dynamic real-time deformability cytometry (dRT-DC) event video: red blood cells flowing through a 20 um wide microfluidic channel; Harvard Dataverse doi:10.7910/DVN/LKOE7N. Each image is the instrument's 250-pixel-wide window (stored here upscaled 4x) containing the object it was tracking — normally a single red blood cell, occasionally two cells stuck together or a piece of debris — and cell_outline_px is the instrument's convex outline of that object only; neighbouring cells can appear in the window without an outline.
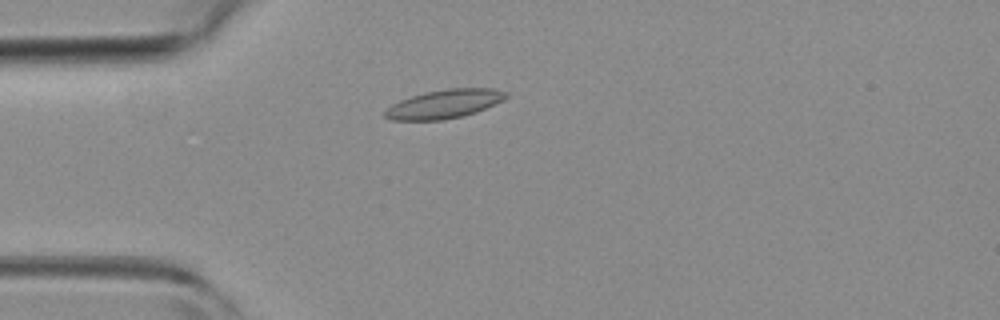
{"species": "common noctule bat (a hibernating species)", "species_latin": "Nyctalus noctula", "temperature_condition": "room temperature", "stored_images_in_passage": 45, "camera_frame_rate_fps": 3000, "um_per_image_px": 0.085, "animal": {"sex": "female", "body_mass_g": 19.3, "forearm_length_mm": 54.1}, "frame": {"image": 1, "passage_image": 11, "time_ms": 3.333, "image_size_px": [1000, 320], "cell_outline_px": [[508, 96], [504, 100], [476, 112], [444, 120], [392, 120], [384, 116], [384, 112], [392, 104], [400, 100], [424, 92], [448, 88], [496, 88], [508, 92]], "centroid_in_image_um": [37.8, 8.82], "position_along_channel_um": 47.2, "area_um2": 20.29}}
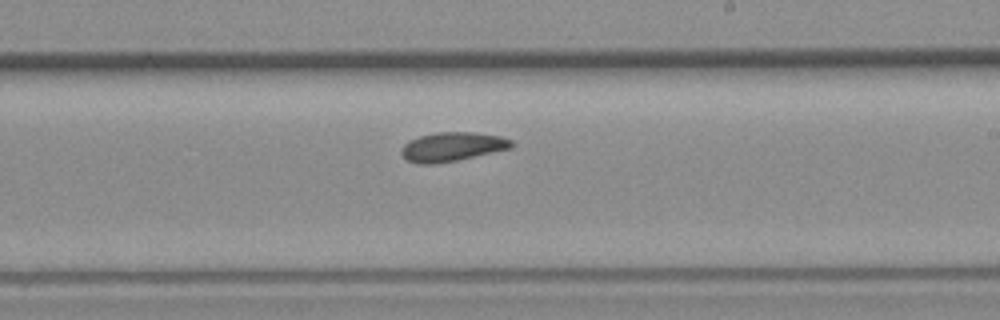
{"frame": {"image": 2, "passage_image": 26, "time_ms": 8.333, "image_size_px": [1000, 320], "cell_outline_px": [[516, 144], [512, 148], [456, 160], [432, 164], [420, 164], [408, 160], [400, 152], [400, 148], [408, 140], [420, 136], [436, 132], [476, 132], [500, 136], [512, 140]], "centroid_in_image_um": [38.45, 12.46], "position_along_channel_um": 250.5, "area_um2": 18.67}}
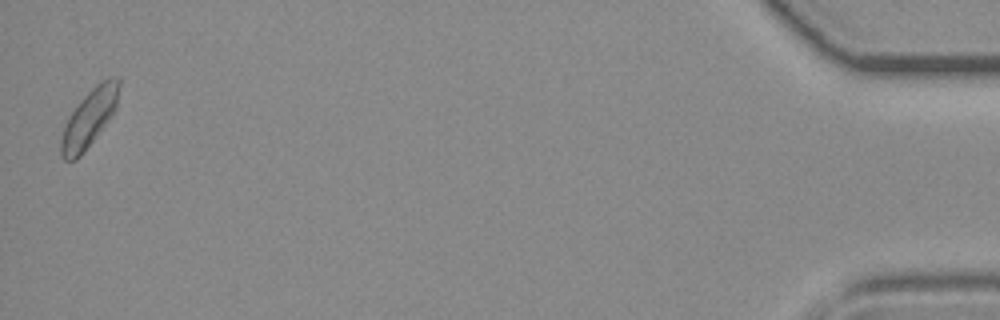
{"frame": {"image": 3, "passage_image": 45, "time_ms": 14.667, "image_size_px": [1000, 320], "cell_outline_px": [[120, 84], [116, 108], [108, 120], [80, 156], [76, 160], [64, 160], [60, 156], [60, 140], [64, 124], [68, 116], [80, 100], [100, 80], [108, 76], [120, 76]], "centroid_in_image_um": [7.57, 10.0], "position_along_channel_um": 427.6, "area_um2": 19.54}, "authors_computed_cell_mechanics": {"area_um2": 18.496, "velocity_mm_per_s": 4.3662, "shape_relaxation_time_tau1_ms": null, "shape_relaxation_time_tau2_ms": 3.5803, "deformation_change_tau1": null, "deformation_change_tau2": 0.0991}}